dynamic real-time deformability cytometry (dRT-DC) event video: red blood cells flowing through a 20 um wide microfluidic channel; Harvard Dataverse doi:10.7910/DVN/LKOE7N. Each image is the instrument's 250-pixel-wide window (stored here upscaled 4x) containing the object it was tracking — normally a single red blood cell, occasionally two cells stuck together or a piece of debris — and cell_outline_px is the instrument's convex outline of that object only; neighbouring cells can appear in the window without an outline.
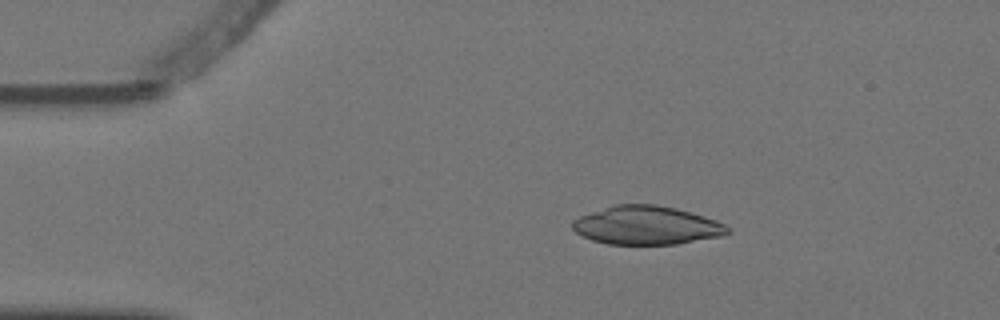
{"species": "Egyptian fruit bat (a non-hibernating species)", "species_latin": "Rousettus aegyptiacus", "temperature_condition": "warm", "stored_images_in_passage": 6, "camera_frame_rate_fps": 3000, "um_per_image_px": 0.085, "animal": {"sex": "female"}, "frame": {"image": 1, "passage_image": 2, "time_ms": 0.333, "image_size_px": [1000, 320], "cell_outline_px": [[732, 232], [724, 236], [676, 244], [608, 244], [592, 240], [576, 232], [572, 228], [572, 220], [580, 216], [612, 204], [656, 204], [676, 208], [692, 212], [716, 220], [724, 224]], "centroid_in_image_um": [54.98, 19.15], "position_along_channel_um": 30.0, "area_um2": 35.03}}